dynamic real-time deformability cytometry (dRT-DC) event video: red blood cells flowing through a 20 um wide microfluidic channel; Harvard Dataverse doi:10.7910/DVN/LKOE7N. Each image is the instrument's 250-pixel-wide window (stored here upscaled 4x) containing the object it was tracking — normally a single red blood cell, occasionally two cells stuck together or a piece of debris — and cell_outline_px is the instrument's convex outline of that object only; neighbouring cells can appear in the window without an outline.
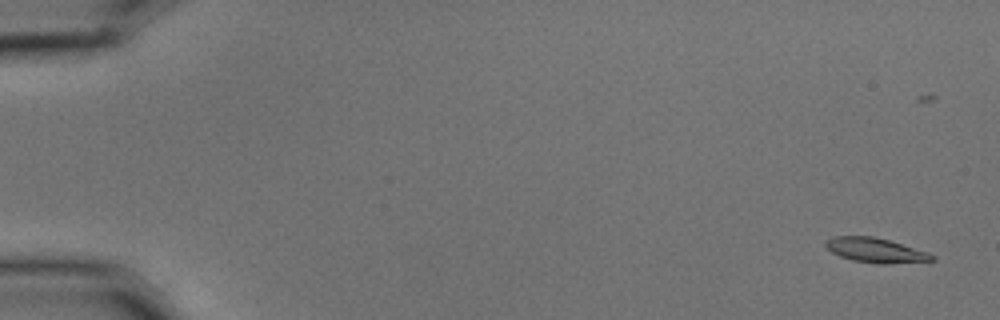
{"species": "common noctule bat (a hibernating species)", "species_latin": "Nyctalus noctula", "temperature_condition": "cold", "stored_images_in_passage": 9, "camera_frame_rate_fps": 3000, "um_per_image_px": 0.085, "animal": {"sex": "male", "body_mass_g": 15.6}, "frame": {"image": 1, "passage_image": 1, "time_ms": 0.0, "image_size_px": [1000, 320], "cell_outline_px": [[936, 260], [884, 264], [876, 264], [852, 260], [840, 256], [832, 252], [824, 244], [832, 236], [872, 236], [888, 240], [928, 252], [936, 256]], "centroid_in_image_um": [74.43, 21.28], "position_along_channel_um": 10.6, "area_um2": 15.14}}
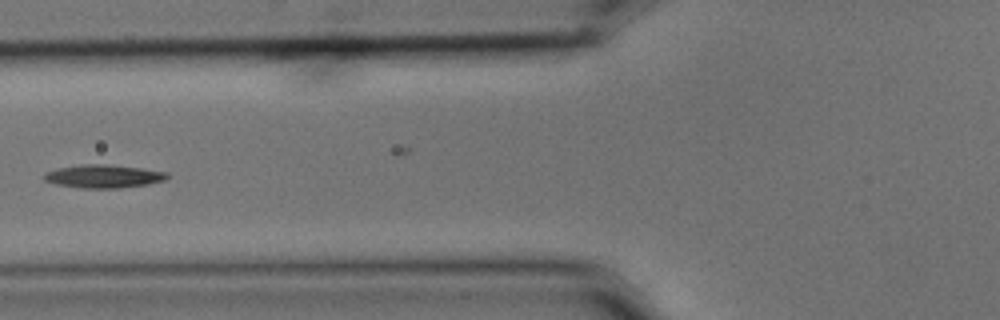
{"frame": {"image": 2, "passage_image": 7, "time_ms": 2.0, "image_size_px": [1000, 320], "cell_outline_px": [[168, 176], [164, 180], [148, 184], [120, 188], [80, 188], [56, 184], [44, 180], [44, 172], [56, 168], [80, 164], [108, 164], [140, 168], [168, 172]], "centroid_in_image_um": [8.76, 14.98], "position_along_channel_um": 117.0, "area_um2": 16.7}}
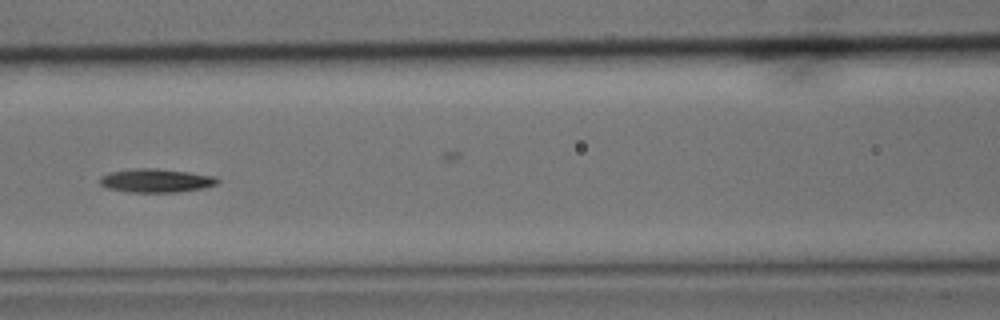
{"frame": {"image": 3, "passage_image": 8, "time_ms": 2.333, "image_size_px": [1000, 320], "cell_outline_px": [[220, 180], [216, 184], [204, 188], [176, 192], [132, 192], [108, 188], [100, 184], [100, 176], [112, 172], [132, 168], [156, 168], [188, 172], [216, 176]], "centroid_in_image_um": [13.29, 15.34], "position_along_channel_um": 153.3, "area_um2": 16.13}}